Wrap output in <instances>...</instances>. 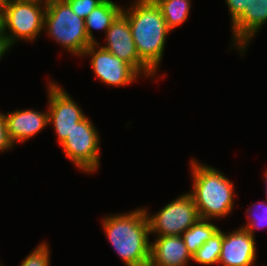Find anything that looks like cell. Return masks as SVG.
<instances>
[{
  "mask_svg": "<svg viewBox=\"0 0 267 266\" xmlns=\"http://www.w3.org/2000/svg\"><path fill=\"white\" fill-rule=\"evenodd\" d=\"M101 224L109 244L125 266H149L151 241L144 207L108 214Z\"/></svg>",
  "mask_w": 267,
  "mask_h": 266,
  "instance_id": "1",
  "label": "cell"
},
{
  "mask_svg": "<svg viewBox=\"0 0 267 266\" xmlns=\"http://www.w3.org/2000/svg\"><path fill=\"white\" fill-rule=\"evenodd\" d=\"M131 3L129 7L124 6L122 12L128 17L139 58L156 74L171 31L153 0H133Z\"/></svg>",
  "mask_w": 267,
  "mask_h": 266,
  "instance_id": "2",
  "label": "cell"
},
{
  "mask_svg": "<svg viewBox=\"0 0 267 266\" xmlns=\"http://www.w3.org/2000/svg\"><path fill=\"white\" fill-rule=\"evenodd\" d=\"M192 177L191 195L202 219L213 220L226 218L234 210L235 186L215 167L203 164L191 158Z\"/></svg>",
  "mask_w": 267,
  "mask_h": 266,
  "instance_id": "3",
  "label": "cell"
},
{
  "mask_svg": "<svg viewBox=\"0 0 267 266\" xmlns=\"http://www.w3.org/2000/svg\"><path fill=\"white\" fill-rule=\"evenodd\" d=\"M70 54L82 57L92 44L87 37L85 20L77 16L65 0H47L44 32Z\"/></svg>",
  "mask_w": 267,
  "mask_h": 266,
  "instance_id": "4",
  "label": "cell"
},
{
  "mask_svg": "<svg viewBox=\"0 0 267 266\" xmlns=\"http://www.w3.org/2000/svg\"><path fill=\"white\" fill-rule=\"evenodd\" d=\"M45 11L46 1L8 0L1 15V29L12 47L20 40H37L44 30Z\"/></svg>",
  "mask_w": 267,
  "mask_h": 266,
  "instance_id": "5",
  "label": "cell"
},
{
  "mask_svg": "<svg viewBox=\"0 0 267 266\" xmlns=\"http://www.w3.org/2000/svg\"><path fill=\"white\" fill-rule=\"evenodd\" d=\"M92 121L85 116L60 144L71 163L86 174H93L100 167V135Z\"/></svg>",
  "mask_w": 267,
  "mask_h": 266,
  "instance_id": "6",
  "label": "cell"
},
{
  "mask_svg": "<svg viewBox=\"0 0 267 266\" xmlns=\"http://www.w3.org/2000/svg\"><path fill=\"white\" fill-rule=\"evenodd\" d=\"M144 210L151 236H181L200 218L188 192L168 202L156 213H149L147 208Z\"/></svg>",
  "mask_w": 267,
  "mask_h": 266,
  "instance_id": "7",
  "label": "cell"
},
{
  "mask_svg": "<svg viewBox=\"0 0 267 266\" xmlns=\"http://www.w3.org/2000/svg\"><path fill=\"white\" fill-rule=\"evenodd\" d=\"M47 86L48 125L53 126L60 145L86 114L57 82L49 80Z\"/></svg>",
  "mask_w": 267,
  "mask_h": 266,
  "instance_id": "8",
  "label": "cell"
},
{
  "mask_svg": "<svg viewBox=\"0 0 267 266\" xmlns=\"http://www.w3.org/2000/svg\"><path fill=\"white\" fill-rule=\"evenodd\" d=\"M83 56L91 58V69L103 84L114 87L127 86L141 76L130 64L114 56L98 43L90 44Z\"/></svg>",
  "mask_w": 267,
  "mask_h": 266,
  "instance_id": "9",
  "label": "cell"
},
{
  "mask_svg": "<svg viewBox=\"0 0 267 266\" xmlns=\"http://www.w3.org/2000/svg\"><path fill=\"white\" fill-rule=\"evenodd\" d=\"M105 50L130 64L144 78H155V74L138 56L135 42L129 26L128 17L121 12L105 33Z\"/></svg>",
  "mask_w": 267,
  "mask_h": 266,
  "instance_id": "10",
  "label": "cell"
},
{
  "mask_svg": "<svg viewBox=\"0 0 267 266\" xmlns=\"http://www.w3.org/2000/svg\"><path fill=\"white\" fill-rule=\"evenodd\" d=\"M266 23L267 0H251L249 7L231 24V46L243 56L250 42Z\"/></svg>",
  "mask_w": 267,
  "mask_h": 266,
  "instance_id": "11",
  "label": "cell"
},
{
  "mask_svg": "<svg viewBox=\"0 0 267 266\" xmlns=\"http://www.w3.org/2000/svg\"><path fill=\"white\" fill-rule=\"evenodd\" d=\"M256 249V239L246 229L223 232L218 265L256 266Z\"/></svg>",
  "mask_w": 267,
  "mask_h": 266,
  "instance_id": "12",
  "label": "cell"
},
{
  "mask_svg": "<svg viewBox=\"0 0 267 266\" xmlns=\"http://www.w3.org/2000/svg\"><path fill=\"white\" fill-rule=\"evenodd\" d=\"M8 137L13 143H25L31 137H35L48 125V111H37L34 109H22L6 112Z\"/></svg>",
  "mask_w": 267,
  "mask_h": 266,
  "instance_id": "13",
  "label": "cell"
},
{
  "mask_svg": "<svg viewBox=\"0 0 267 266\" xmlns=\"http://www.w3.org/2000/svg\"><path fill=\"white\" fill-rule=\"evenodd\" d=\"M190 261L181 236H156L151 242L149 266H188Z\"/></svg>",
  "mask_w": 267,
  "mask_h": 266,
  "instance_id": "14",
  "label": "cell"
},
{
  "mask_svg": "<svg viewBox=\"0 0 267 266\" xmlns=\"http://www.w3.org/2000/svg\"><path fill=\"white\" fill-rule=\"evenodd\" d=\"M123 5L120 6L112 0H104L86 18L85 28L87 37L92 43H98L92 30H103L104 33L110 28L112 22L122 12Z\"/></svg>",
  "mask_w": 267,
  "mask_h": 266,
  "instance_id": "15",
  "label": "cell"
},
{
  "mask_svg": "<svg viewBox=\"0 0 267 266\" xmlns=\"http://www.w3.org/2000/svg\"><path fill=\"white\" fill-rule=\"evenodd\" d=\"M160 8L168 29L172 32L188 19L191 0H153Z\"/></svg>",
  "mask_w": 267,
  "mask_h": 266,
  "instance_id": "16",
  "label": "cell"
},
{
  "mask_svg": "<svg viewBox=\"0 0 267 266\" xmlns=\"http://www.w3.org/2000/svg\"><path fill=\"white\" fill-rule=\"evenodd\" d=\"M218 229L219 227L212 223V220L199 218L181 237L190 254L194 255Z\"/></svg>",
  "mask_w": 267,
  "mask_h": 266,
  "instance_id": "17",
  "label": "cell"
},
{
  "mask_svg": "<svg viewBox=\"0 0 267 266\" xmlns=\"http://www.w3.org/2000/svg\"><path fill=\"white\" fill-rule=\"evenodd\" d=\"M222 241L223 231L219 228L214 235L192 255V261L205 266L218 265Z\"/></svg>",
  "mask_w": 267,
  "mask_h": 266,
  "instance_id": "18",
  "label": "cell"
},
{
  "mask_svg": "<svg viewBox=\"0 0 267 266\" xmlns=\"http://www.w3.org/2000/svg\"><path fill=\"white\" fill-rule=\"evenodd\" d=\"M247 223L240 226L246 229L254 238L255 230L267 226V201L253 203L246 209Z\"/></svg>",
  "mask_w": 267,
  "mask_h": 266,
  "instance_id": "19",
  "label": "cell"
},
{
  "mask_svg": "<svg viewBox=\"0 0 267 266\" xmlns=\"http://www.w3.org/2000/svg\"><path fill=\"white\" fill-rule=\"evenodd\" d=\"M50 245L45 241L38 244L19 266H50Z\"/></svg>",
  "mask_w": 267,
  "mask_h": 266,
  "instance_id": "20",
  "label": "cell"
},
{
  "mask_svg": "<svg viewBox=\"0 0 267 266\" xmlns=\"http://www.w3.org/2000/svg\"><path fill=\"white\" fill-rule=\"evenodd\" d=\"M73 12L84 19L104 0H65Z\"/></svg>",
  "mask_w": 267,
  "mask_h": 266,
  "instance_id": "21",
  "label": "cell"
},
{
  "mask_svg": "<svg viewBox=\"0 0 267 266\" xmlns=\"http://www.w3.org/2000/svg\"><path fill=\"white\" fill-rule=\"evenodd\" d=\"M230 14L231 24L249 7L251 0H224Z\"/></svg>",
  "mask_w": 267,
  "mask_h": 266,
  "instance_id": "22",
  "label": "cell"
},
{
  "mask_svg": "<svg viewBox=\"0 0 267 266\" xmlns=\"http://www.w3.org/2000/svg\"><path fill=\"white\" fill-rule=\"evenodd\" d=\"M15 147L8 137L7 124L4 113L0 112V153L8 152Z\"/></svg>",
  "mask_w": 267,
  "mask_h": 266,
  "instance_id": "23",
  "label": "cell"
},
{
  "mask_svg": "<svg viewBox=\"0 0 267 266\" xmlns=\"http://www.w3.org/2000/svg\"><path fill=\"white\" fill-rule=\"evenodd\" d=\"M11 47L12 46L3 33V30L0 28V60L2 57L4 58V55L11 49Z\"/></svg>",
  "mask_w": 267,
  "mask_h": 266,
  "instance_id": "24",
  "label": "cell"
},
{
  "mask_svg": "<svg viewBox=\"0 0 267 266\" xmlns=\"http://www.w3.org/2000/svg\"><path fill=\"white\" fill-rule=\"evenodd\" d=\"M7 3H8V0H0V15L3 14Z\"/></svg>",
  "mask_w": 267,
  "mask_h": 266,
  "instance_id": "25",
  "label": "cell"
},
{
  "mask_svg": "<svg viewBox=\"0 0 267 266\" xmlns=\"http://www.w3.org/2000/svg\"><path fill=\"white\" fill-rule=\"evenodd\" d=\"M264 181H265V195H266V201H267V169L265 170V173H264Z\"/></svg>",
  "mask_w": 267,
  "mask_h": 266,
  "instance_id": "26",
  "label": "cell"
},
{
  "mask_svg": "<svg viewBox=\"0 0 267 266\" xmlns=\"http://www.w3.org/2000/svg\"><path fill=\"white\" fill-rule=\"evenodd\" d=\"M14 1H23V0H14ZM26 1H47V0H26Z\"/></svg>",
  "mask_w": 267,
  "mask_h": 266,
  "instance_id": "27",
  "label": "cell"
}]
</instances>
